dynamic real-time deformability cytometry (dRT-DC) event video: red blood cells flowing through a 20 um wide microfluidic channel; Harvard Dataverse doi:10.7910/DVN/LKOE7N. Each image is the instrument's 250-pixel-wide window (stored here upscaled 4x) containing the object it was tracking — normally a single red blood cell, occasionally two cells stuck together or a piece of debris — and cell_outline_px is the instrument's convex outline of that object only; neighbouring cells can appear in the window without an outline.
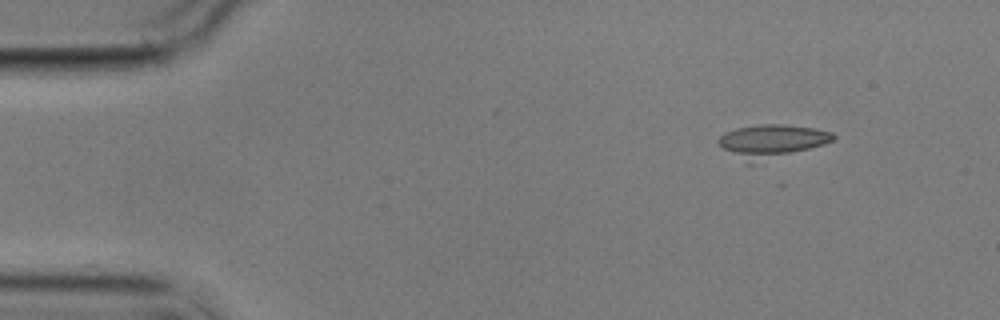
{"species": "common noctule bat (a hibernating species)", "species_latin": "Nyctalus noctula", "temperature_condition": "cold", "stored_images_in_passage": 4, "camera_frame_rate_fps": 3000, "um_per_image_px": 0.085, "animal": {"sex": "male", "body_mass_g": 17.9}, "frame": {"image": 1, "passage_image": 1, "time_ms": 0.0, "image_size_px": [1000, 320], "cell_outline_px": [[836, 136], [832, 140], [824, 144], [752, 164], [748, 164], [724, 148], [716, 140], [724, 132], [736, 128], [760, 124], [784, 124], [812, 128], [832, 132]], "centroid_in_image_um": [65.56, 11.98], "position_along_channel_um": 19.4, "area_um2": 21.79}}
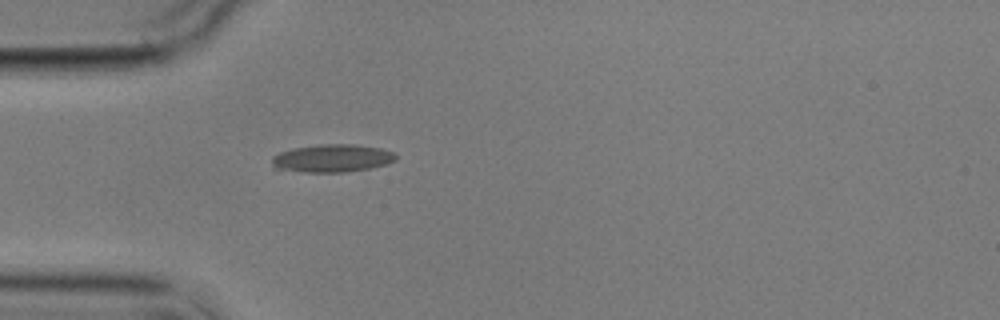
{"frame": {"image": 2, "passage_image": 3, "time_ms": 3.333, "image_size_px": [1000, 320], "cell_outline_px": [[396, 160], [388, 164], [368, 168], [344, 172], [304, 172], [272, 168], [272, 156], [280, 152], [296, 148], [320, 144], [352, 144], [380, 148], [392, 152], [396, 156]], "centroid_in_image_um": [28.22, 13.45], "position_along_channel_um": 56.8, "area_um2": 20.0}}